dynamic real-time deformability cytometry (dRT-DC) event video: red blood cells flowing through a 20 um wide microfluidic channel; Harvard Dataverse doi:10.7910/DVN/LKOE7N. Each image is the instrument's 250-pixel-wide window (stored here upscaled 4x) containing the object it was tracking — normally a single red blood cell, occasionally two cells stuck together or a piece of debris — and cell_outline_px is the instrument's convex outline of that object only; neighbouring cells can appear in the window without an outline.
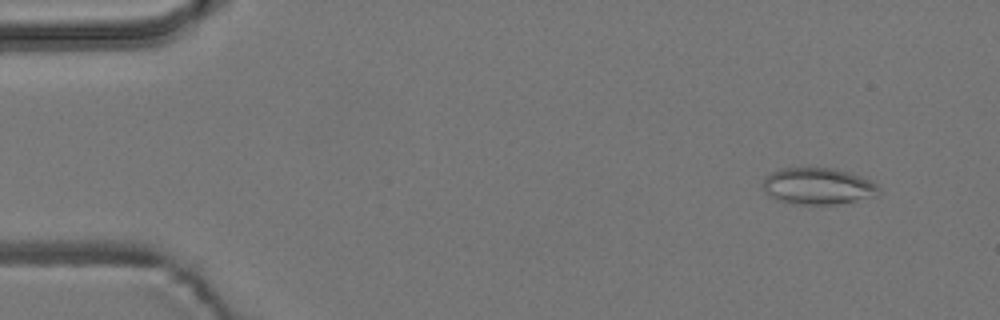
{"species": "common noctule bat (a hibernating species)", "species_latin": "Nyctalus noctula", "temperature_condition": "room temperature", "stored_images_in_passage": 54, "camera_frame_rate_fps": 3000, "um_per_image_px": 0.085, "animal": {"sex": "male", "body_mass_g": 19.2, "forearm_length_mm": 51.8}, "frame": {"image": 1, "passage_image": 5, "time_ms": 1.333, "image_size_px": [1000, 320], "cell_outline_px": [[880, 192], [876, 196], [836, 204], [788, 204], [768, 196], [764, 188], [764, 176], [780, 168], [836, 168], [872, 180], [880, 188]], "centroid_in_image_um": [69.52, 15.82], "position_along_channel_um": 15.5, "area_um2": 24.85}}
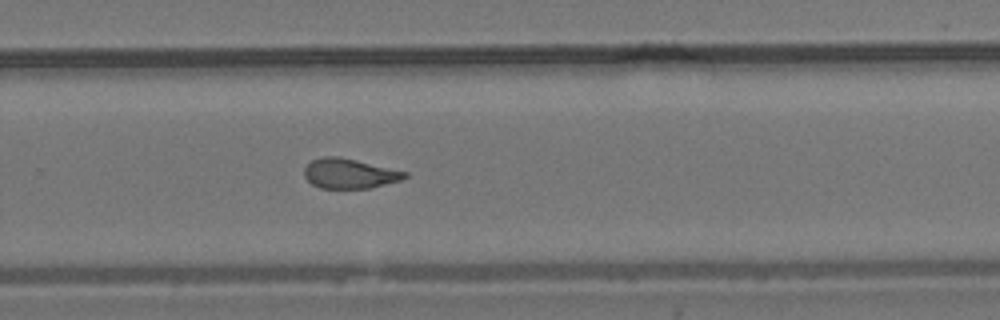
{"frame": {"image": 2, "passage_image": 36, "time_ms": 11.667, "image_size_px": [1000, 320], "cell_outline_px": [[408, 176], [400, 180], [372, 188], [320, 188], [312, 184], [304, 176], [304, 168], [312, 160], [324, 156], [340, 156], [408, 172]], "centroid_in_image_um": [29.7, 14.74], "position_along_channel_um": 300.1, "area_um2": 17.51}}
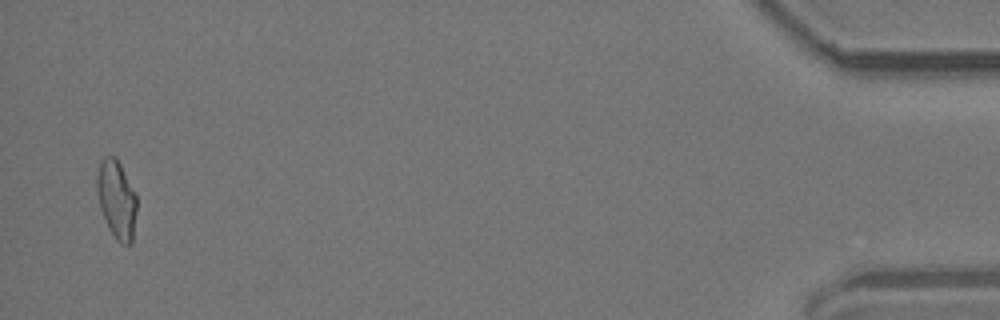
{"frame": {"image": 3, "passage_image": 53, "time_ms": 17.333, "image_size_px": [1000, 320], "cell_outline_px": [[136, 212], [132, 244], [120, 244], [116, 240], [108, 228], [100, 208], [96, 188], [96, 176], [100, 160], [104, 156], [116, 156], [136, 196]], "centroid_in_image_um": [9.89, 16.96], "position_along_channel_um": 425.3, "area_um2": 18.21}, "authors_computed_cell_mechanics": {"area_um2": 18.1781, "velocity_mm_per_s": 3.8092, "shape_relaxation_time_tau1_ms": null, "shape_relaxation_time_tau2_ms": 1.6957, "deformation_change_tau1": null, "deformation_change_tau2": 0.0814}}